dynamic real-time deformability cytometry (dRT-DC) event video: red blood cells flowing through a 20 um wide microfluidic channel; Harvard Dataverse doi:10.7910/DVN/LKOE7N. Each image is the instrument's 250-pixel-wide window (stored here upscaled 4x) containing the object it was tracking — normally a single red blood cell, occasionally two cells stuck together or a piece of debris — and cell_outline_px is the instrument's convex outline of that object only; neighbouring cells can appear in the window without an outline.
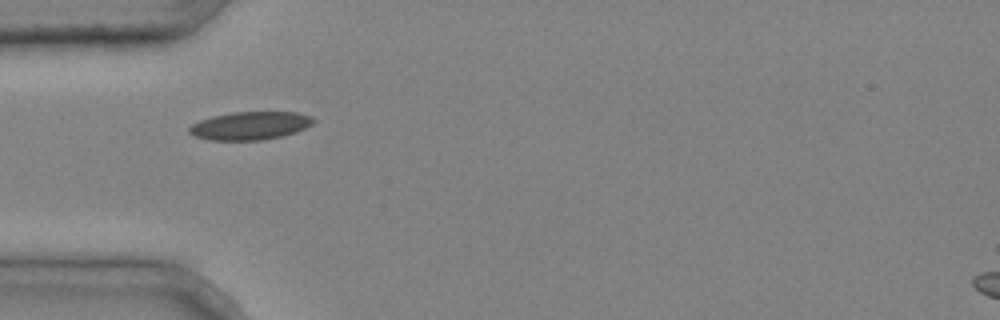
{"species": "common noctule bat (a hibernating species)", "species_latin": "Nyctalus noctula", "temperature_condition": "cold", "stored_images_in_passage": 6, "camera_frame_rate_fps": 3000, "um_per_image_px": 0.085, "animal": {"sex": "male", "body_mass_g": 20.4}, "frame": {"image": 1, "passage_image": 4, "time_ms": 1.0, "image_size_px": [1000, 320], "cell_outline_px": [[316, 120], [312, 124], [296, 132], [280, 136], [260, 140], [212, 140], [196, 136], [188, 132], [188, 128], [192, 124], [200, 120], [212, 116], [232, 112], [296, 112], [312, 116]], "centroid_in_image_um": [21.27, 10.67], "position_along_channel_um": 63.7, "area_um2": 20.23}}